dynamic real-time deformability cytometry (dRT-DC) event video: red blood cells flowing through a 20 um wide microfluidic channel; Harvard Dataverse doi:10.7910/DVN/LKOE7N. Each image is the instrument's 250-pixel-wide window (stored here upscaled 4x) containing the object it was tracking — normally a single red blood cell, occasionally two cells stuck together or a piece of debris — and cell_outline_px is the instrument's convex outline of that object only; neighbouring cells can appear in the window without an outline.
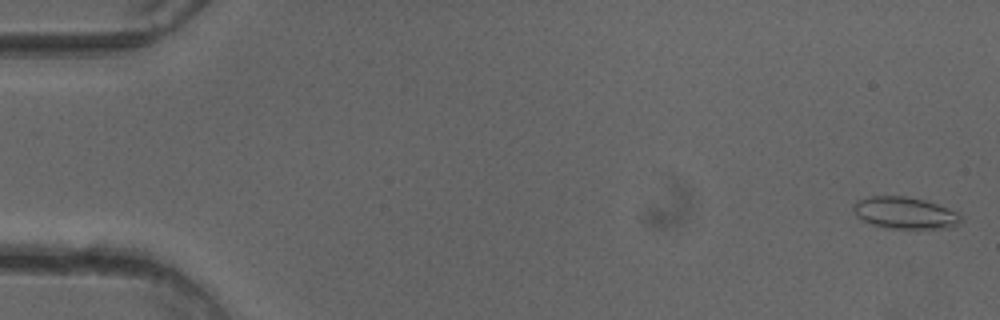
{"species": "common noctule bat (a hibernating species)", "species_latin": "Nyctalus noctula", "temperature_condition": "cold", "stored_images_in_passage": 16, "camera_frame_rate_fps": 3000, "um_per_image_px": 0.085, "animal": {"sex": "female"}, "frame": {"image": 1, "passage_image": 1, "time_ms": 0.0, "image_size_px": [1000, 320], "cell_outline_px": [[964, 220], [960, 224], [948, 228], [884, 228], [860, 220], [856, 216], [852, 208], [852, 204], [856, 200], [872, 196], [904, 196], [924, 200], [936, 204], [956, 212]], "centroid_in_image_um": [76.87, 18.1], "position_along_channel_um": 8.1, "area_um2": 20.0}}